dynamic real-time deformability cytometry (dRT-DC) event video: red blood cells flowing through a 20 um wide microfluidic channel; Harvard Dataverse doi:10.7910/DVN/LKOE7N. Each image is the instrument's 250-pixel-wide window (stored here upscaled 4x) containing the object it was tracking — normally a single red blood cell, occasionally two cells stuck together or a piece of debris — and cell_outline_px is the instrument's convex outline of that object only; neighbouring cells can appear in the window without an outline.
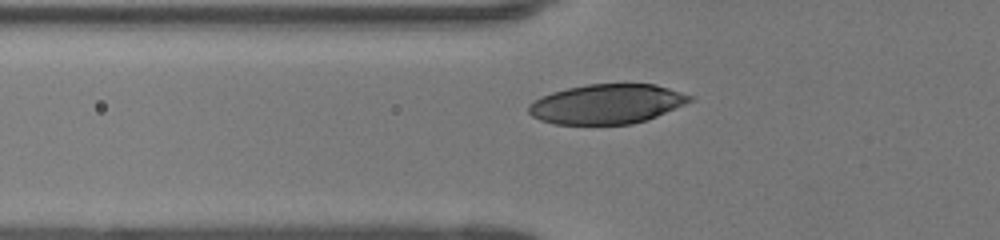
{"species": "human", "species_latin": "Homo sapiens", "temperature_condition": "room temperature", "stored_images_in_passage": 38, "camera_frame_rate_fps": 3000, "um_per_image_px": 0.085, "donor": {"sex": "female"}, "frame": {"image": 1, "passage_image": 7, "time_ms": 2.0, "image_size_px": [1000, 240], "cell_outline_px": [[692, 100], [684, 104], [648, 120], [632, 124], [556, 124], [540, 120], [532, 116], [528, 112], [528, 104], [532, 100], [552, 92], [568, 88], [588, 84], [656, 84], [692, 96]], "centroid_in_image_um": [51.55, 8.84], "position_along_channel_um": 74.3, "area_um2": 37.11}}
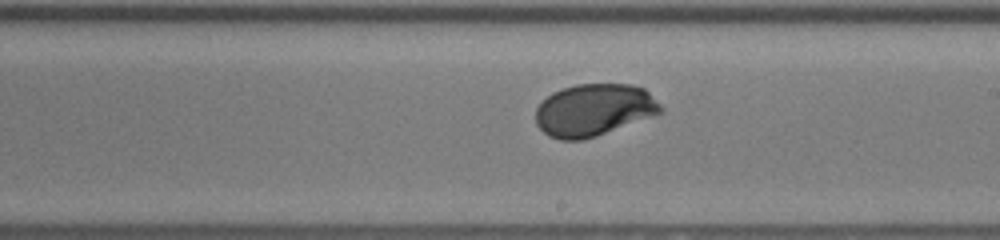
{"frame": {"image": 2, "passage_image": 19, "time_ms": 6.0, "image_size_px": [1000, 240], "cell_outline_px": [[664, 112], [596, 136], [580, 140], [560, 140], [548, 136], [536, 124], [536, 108], [552, 92], [576, 84], [632, 84], [644, 88], [664, 108]], "centroid_in_image_um": [50.49, 9.35], "position_along_channel_um": 238.5, "area_um2": 37.92}}
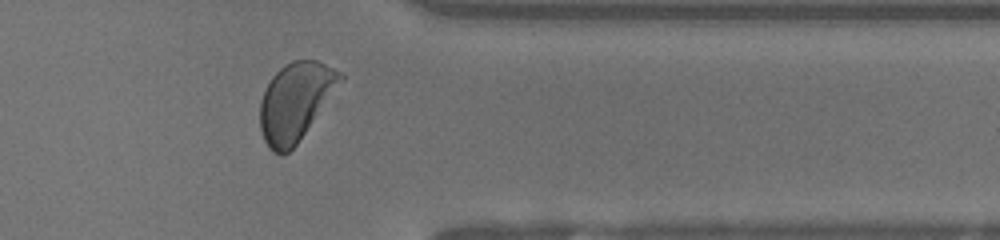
{"frame": {"image": 3, "passage_image": 30, "time_ms": 9.667, "image_size_px": [1000, 240], "cell_outline_px": [[344, 80], [296, 144], [288, 152], [272, 152], [268, 148], [260, 132], [260, 100], [272, 76], [284, 64], [292, 60], [316, 60], [344, 72]], "centroid_in_image_um": [25.12, 8.6], "position_along_channel_um": 386.3, "area_um2": 36.36}, "authors_computed_cell_mechanics": {"area_um2": 37.8879, "velocity_mm_per_s": 4.1374, "shape_relaxation_time_tau1_ms": 1.8611, "shape_relaxation_time_tau2_ms": null, "deformation_change_tau1": 0.1218, "deformation_change_tau2": null}}